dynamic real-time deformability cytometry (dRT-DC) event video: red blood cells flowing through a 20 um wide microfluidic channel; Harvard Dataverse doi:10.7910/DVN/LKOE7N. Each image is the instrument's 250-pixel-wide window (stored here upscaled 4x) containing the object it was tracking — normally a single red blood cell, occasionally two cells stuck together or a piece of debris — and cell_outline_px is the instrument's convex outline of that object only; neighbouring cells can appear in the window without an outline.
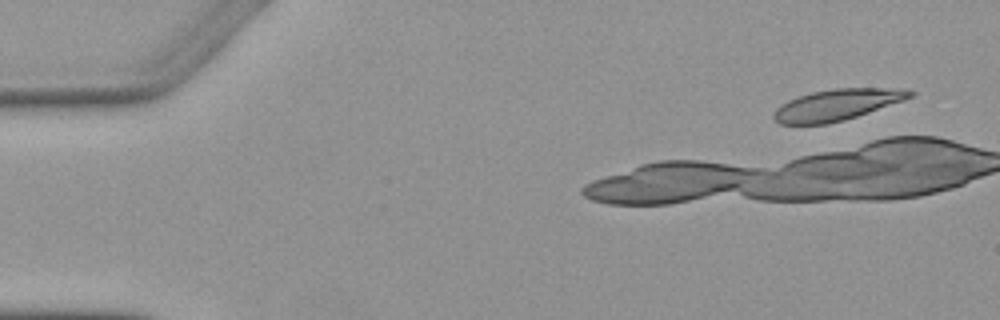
{"species": "Egyptian fruit bat (a non-hibernating species)", "species_latin": "Rousettus aegyptiacus", "temperature_condition": "warm", "stored_images_in_passage": 5, "camera_frame_rate_fps": 3000, "um_per_image_px": 0.085, "animal": {"sex": "female"}, "frame": {"image": 1, "passage_image": 1, "time_ms": 0.0, "image_size_px": [1000, 320], "cell_outline_px": [[916, 92], [912, 96], [904, 100], [844, 120], [828, 124], [780, 124], [772, 116], [776, 108], [780, 104], [788, 100], [812, 92], [832, 88], [904, 88]], "centroid_in_image_um": [71.14, 8.9], "position_along_channel_um": 13.9, "area_um2": 24.68}}
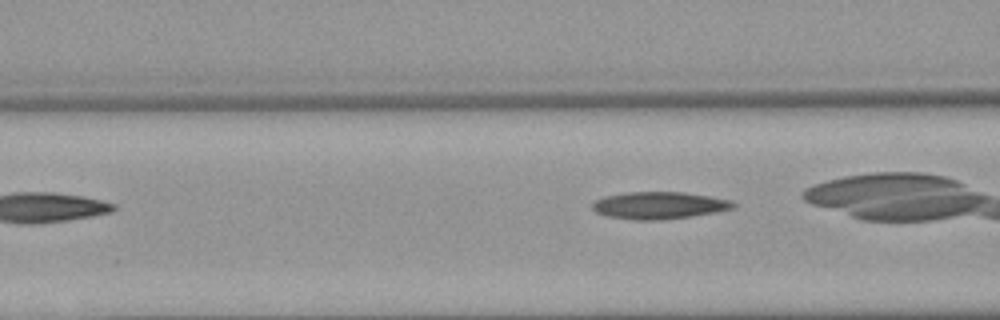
{"frame": {"image": 2, "passage_image": 5, "time_ms": 5.333, "image_size_px": [1000, 320], "cell_outline_px": [[736, 204], [732, 208], [716, 212], [692, 216], [660, 220], [636, 220], [608, 216], [596, 212], [592, 208], [592, 204], [596, 200], [604, 196], [628, 192], [680, 192], [708, 196], [732, 200]], "centroid_in_image_um": [56.01, 17.46], "position_along_channel_um": 110.6, "area_um2": 22.14}}